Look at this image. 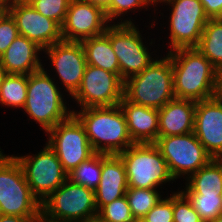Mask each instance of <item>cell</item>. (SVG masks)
I'll use <instances>...</instances> for the list:
<instances>
[{"instance_id":"cell-1","label":"cell","mask_w":222,"mask_h":222,"mask_svg":"<svg viewBox=\"0 0 222 222\" xmlns=\"http://www.w3.org/2000/svg\"><path fill=\"white\" fill-rule=\"evenodd\" d=\"M173 68L174 96L202 101L221 92V73L197 48L169 51Z\"/></svg>"},{"instance_id":"cell-2","label":"cell","mask_w":222,"mask_h":222,"mask_svg":"<svg viewBox=\"0 0 222 222\" xmlns=\"http://www.w3.org/2000/svg\"><path fill=\"white\" fill-rule=\"evenodd\" d=\"M72 111L83 124L89 143L96 153L119 154L134 144L119 104Z\"/></svg>"},{"instance_id":"cell-3","label":"cell","mask_w":222,"mask_h":222,"mask_svg":"<svg viewBox=\"0 0 222 222\" xmlns=\"http://www.w3.org/2000/svg\"><path fill=\"white\" fill-rule=\"evenodd\" d=\"M124 97L132 103L159 110L174 99L171 57L154 60L142 72L124 81Z\"/></svg>"},{"instance_id":"cell-4","label":"cell","mask_w":222,"mask_h":222,"mask_svg":"<svg viewBox=\"0 0 222 222\" xmlns=\"http://www.w3.org/2000/svg\"><path fill=\"white\" fill-rule=\"evenodd\" d=\"M53 80L43 67L29 74L27 98L23 107L28 116L40 124L45 132L73 114L66 107V102Z\"/></svg>"},{"instance_id":"cell-5","label":"cell","mask_w":222,"mask_h":222,"mask_svg":"<svg viewBox=\"0 0 222 222\" xmlns=\"http://www.w3.org/2000/svg\"><path fill=\"white\" fill-rule=\"evenodd\" d=\"M40 201L32 194L20 163L0 151V214L35 218Z\"/></svg>"},{"instance_id":"cell-6","label":"cell","mask_w":222,"mask_h":222,"mask_svg":"<svg viewBox=\"0 0 222 222\" xmlns=\"http://www.w3.org/2000/svg\"><path fill=\"white\" fill-rule=\"evenodd\" d=\"M117 155L124 163L129 188L157 189L175 180L155 143H134Z\"/></svg>"},{"instance_id":"cell-7","label":"cell","mask_w":222,"mask_h":222,"mask_svg":"<svg viewBox=\"0 0 222 222\" xmlns=\"http://www.w3.org/2000/svg\"><path fill=\"white\" fill-rule=\"evenodd\" d=\"M41 212L62 222H85L97 218L95 191L67 179L42 203Z\"/></svg>"},{"instance_id":"cell-8","label":"cell","mask_w":222,"mask_h":222,"mask_svg":"<svg viewBox=\"0 0 222 222\" xmlns=\"http://www.w3.org/2000/svg\"><path fill=\"white\" fill-rule=\"evenodd\" d=\"M47 135L48 145L55 151L67 174L96 153L89 143L83 124L74 114L57 123Z\"/></svg>"},{"instance_id":"cell-9","label":"cell","mask_w":222,"mask_h":222,"mask_svg":"<svg viewBox=\"0 0 222 222\" xmlns=\"http://www.w3.org/2000/svg\"><path fill=\"white\" fill-rule=\"evenodd\" d=\"M168 164L169 171L177 180L187 175V179L205 166L212 157L195 136L194 132L173 136H158L155 142Z\"/></svg>"},{"instance_id":"cell-10","label":"cell","mask_w":222,"mask_h":222,"mask_svg":"<svg viewBox=\"0 0 222 222\" xmlns=\"http://www.w3.org/2000/svg\"><path fill=\"white\" fill-rule=\"evenodd\" d=\"M14 157L22 167L32 194L40 203L68 179L55 151L47 142L36 155Z\"/></svg>"},{"instance_id":"cell-11","label":"cell","mask_w":222,"mask_h":222,"mask_svg":"<svg viewBox=\"0 0 222 222\" xmlns=\"http://www.w3.org/2000/svg\"><path fill=\"white\" fill-rule=\"evenodd\" d=\"M140 34L130 19L109 24V40L117 56L120 77L124 81L142 72L154 61Z\"/></svg>"},{"instance_id":"cell-12","label":"cell","mask_w":222,"mask_h":222,"mask_svg":"<svg viewBox=\"0 0 222 222\" xmlns=\"http://www.w3.org/2000/svg\"><path fill=\"white\" fill-rule=\"evenodd\" d=\"M172 6L170 21L171 50L196 48L209 18L199 0H155Z\"/></svg>"},{"instance_id":"cell-13","label":"cell","mask_w":222,"mask_h":222,"mask_svg":"<svg viewBox=\"0 0 222 222\" xmlns=\"http://www.w3.org/2000/svg\"><path fill=\"white\" fill-rule=\"evenodd\" d=\"M71 97L81 109L115 106L124 97V80L120 75L87 64L80 87Z\"/></svg>"},{"instance_id":"cell-14","label":"cell","mask_w":222,"mask_h":222,"mask_svg":"<svg viewBox=\"0 0 222 222\" xmlns=\"http://www.w3.org/2000/svg\"><path fill=\"white\" fill-rule=\"evenodd\" d=\"M105 12L83 0H71L61 26L63 41L82 42L105 33L109 26Z\"/></svg>"},{"instance_id":"cell-15","label":"cell","mask_w":222,"mask_h":222,"mask_svg":"<svg viewBox=\"0 0 222 222\" xmlns=\"http://www.w3.org/2000/svg\"><path fill=\"white\" fill-rule=\"evenodd\" d=\"M8 13L15 20L19 35L32 40L43 50L63 40L61 26L40 14L30 3L13 0Z\"/></svg>"},{"instance_id":"cell-16","label":"cell","mask_w":222,"mask_h":222,"mask_svg":"<svg viewBox=\"0 0 222 222\" xmlns=\"http://www.w3.org/2000/svg\"><path fill=\"white\" fill-rule=\"evenodd\" d=\"M51 59L65 91L71 96L80 87L87 65L81 42L60 41L43 50Z\"/></svg>"},{"instance_id":"cell-17","label":"cell","mask_w":222,"mask_h":222,"mask_svg":"<svg viewBox=\"0 0 222 222\" xmlns=\"http://www.w3.org/2000/svg\"><path fill=\"white\" fill-rule=\"evenodd\" d=\"M194 134L214 159H222V94L196 102Z\"/></svg>"},{"instance_id":"cell-18","label":"cell","mask_w":222,"mask_h":222,"mask_svg":"<svg viewBox=\"0 0 222 222\" xmlns=\"http://www.w3.org/2000/svg\"><path fill=\"white\" fill-rule=\"evenodd\" d=\"M127 175L122 159L117 154L102 153L101 180L95 190V203L99 211L104 205L126 195Z\"/></svg>"},{"instance_id":"cell-19","label":"cell","mask_w":222,"mask_h":222,"mask_svg":"<svg viewBox=\"0 0 222 222\" xmlns=\"http://www.w3.org/2000/svg\"><path fill=\"white\" fill-rule=\"evenodd\" d=\"M124 112L128 131L134 143H155L158 139L159 114L157 109L128 101L119 103Z\"/></svg>"},{"instance_id":"cell-20","label":"cell","mask_w":222,"mask_h":222,"mask_svg":"<svg viewBox=\"0 0 222 222\" xmlns=\"http://www.w3.org/2000/svg\"><path fill=\"white\" fill-rule=\"evenodd\" d=\"M196 101L174 98L158 110V136L188 134L194 131Z\"/></svg>"},{"instance_id":"cell-21","label":"cell","mask_w":222,"mask_h":222,"mask_svg":"<svg viewBox=\"0 0 222 222\" xmlns=\"http://www.w3.org/2000/svg\"><path fill=\"white\" fill-rule=\"evenodd\" d=\"M40 51L43 49L32 40L18 35L0 56V61L6 74L29 75L44 67L38 56Z\"/></svg>"},{"instance_id":"cell-22","label":"cell","mask_w":222,"mask_h":222,"mask_svg":"<svg viewBox=\"0 0 222 222\" xmlns=\"http://www.w3.org/2000/svg\"><path fill=\"white\" fill-rule=\"evenodd\" d=\"M82 47L88 65L120 75L119 63L109 40V26L105 33L83 40Z\"/></svg>"},{"instance_id":"cell-23","label":"cell","mask_w":222,"mask_h":222,"mask_svg":"<svg viewBox=\"0 0 222 222\" xmlns=\"http://www.w3.org/2000/svg\"><path fill=\"white\" fill-rule=\"evenodd\" d=\"M187 186L194 193L222 194V159L212 158L187 179Z\"/></svg>"},{"instance_id":"cell-24","label":"cell","mask_w":222,"mask_h":222,"mask_svg":"<svg viewBox=\"0 0 222 222\" xmlns=\"http://www.w3.org/2000/svg\"><path fill=\"white\" fill-rule=\"evenodd\" d=\"M196 48L222 74V18L208 20Z\"/></svg>"},{"instance_id":"cell-25","label":"cell","mask_w":222,"mask_h":222,"mask_svg":"<svg viewBox=\"0 0 222 222\" xmlns=\"http://www.w3.org/2000/svg\"><path fill=\"white\" fill-rule=\"evenodd\" d=\"M28 75L6 74L0 84V103L22 108L27 98Z\"/></svg>"},{"instance_id":"cell-26","label":"cell","mask_w":222,"mask_h":222,"mask_svg":"<svg viewBox=\"0 0 222 222\" xmlns=\"http://www.w3.org/2000/svg\"><path fill=\"white\" fill-rule=\"evenodd\" d=\"M181 192L188 198L203 222H212L222 214V194L194 193L187 185Z\"/></svg>"},{"instance_id":"cell-27","label":"cell","mask_w":222,"mask_h":222,"mask_svg":"<svg viewBox=\"0 0 222 222\" xmlns=\"http://www.w3.org/2000/svg\"><path fill=\"white\" fill-rule=\"evenodd\" d=\"M102 153H95L68 174L72 182L95 191L101 180Z\"/></svg>"},{"instance_id":"cell-28","label":"cell","mask_w":222,"mask_h":222,"mask_svg":"<svg viewBox=\"0 0 222 222\" xmlns=\"http://www.w3.org/2000/svg\"><path fill=\"white\" fill-rule=\"evenodd\" d=\"M125 196L133 217H144L162 199L156 189L128 188Z\"/></svg>"},{"instance_id":"cell-29","label":"cell","mask_w":222,"mask_h":222,"mask_svg":"<svg viewBox=\"0 0 222 222\" xmlns=\"http://www.w3.org/2000/svg\"><path fill=\"white\" fill-rule=\"evenodd\" d=\"M97 218L101 222H131L133 216L126 196L104 205Z\"/></svg>"},{"instance_id":"cell-30","label":"cell","mask_w":222,"mask_h":222,"mask_svg":"<svg viewBox=\"0 0 222 222\" xmlns=\"http://www.w3.org/2000/svg\"><path fill=\"white\" fill-rule=\"evenodd\" d=\"M71 0H33L32 7L62 26Z\"/></svg>"},{"instance_id":"cell-31","label":"cell","mask_w":222,"mask_h":222,"mask_svg":"<svg viewBox=\"0 0 222 222\" xmlns=\"http://www.w3.org/2000/svg\"><path fill=\"white\" fill-rule=\"evenodd\" d=\"M173 216L174 222H203L181 191L173 193Z\"/></svg>"},{"instance_id":"cell-32","label":"cell","mask_w":222,"mask_h":222,"mask_svg":"<svg viewBox=\"0 0 222 222\" xmlns=\"http://www.w3.org/2000/svg\"><path fill=\"white\" fill-rule=\"evenodd\" d=\"M155 4V0H111L109 8L105 11L108 22L117 17H121L124 12L127 14L128 10L145 8V6ZM136 7V8H135Z\"/></svg>"},{"instance_id":"cell-33","label":"cell","mask_w":222,"mask_h":222,"mask_svg":"<svg viewBox=\"0 0 222 222\" xmlns=\"http://www.w3.org/2000/svg\"><path fill=\"white\" fill-rule=\"evenodd\" d=\"M173 217V194L169 198H162L144 216L147 222H174Z\"/></svg>"},{"instance_id":"cell-34","label":"cell","mask_w":222,"mask_h":222,"mask_svg":"<svg viewBox=\"0 0 222 222\" xmlns=\"http://www.w3.org/2000/svg\"><path fill=\"white\" fill-rule=\"evenodd\" d=\"M19 35L15 20L9 13L0 19V56Z\"/></svg>"},{"instance_id":"cell-35","label":"cell","mask_w":222,"mask_h":222,"mask_svg":"<svg viewBox=\"0 0 222 222\" xmlns=\"http://www.w3.org/2000/svg\"><path fill=\"white\" fill-rule=\"evenodd\" d=\"M209 19L222 18V0H199Z\"/></svg>"},{"instance_id":"cell-36","label":"cell","mask_w":222,"mask_h":222,"mask_svg":"<svg viewBox=\"0 0 222 222\" xmlns=\"http://www.w3.org/2000/svg\"><path fill=\"white\" fill-rule=\"evenodd\" d=\"M34 218L0 214V222H33Z\"/></svg>"},{"instance_id":"cell-37","label":"cell","mask_w":222,"mask_h":222,"mask_svg":"<svg viewBox=\"0 0 222 222\" xmlns=\"http://www.w3.org/2000/svg\"><path fill=\"white\" fill-rule=\"evenodd\" d=\"M94 6L101 8L104 12L109 8L111 0H83Z\"/></svg>"},{"instance_id":"cell-38","label":"cell","mask_w":222,"mask_h":222,"mask_svg":"<svg viewBox=\"0 0 222 222\" xmlns=\"http://www.w3.org/2000/svg\"><path fill=\"white\" fill-rule=\"evenodd\" d=\"M33 222H62L48 218L42 212H40L33 220Z\"/></svg>"},{"instance_id":"cell-39","label":"cell","mask_w":222,"mask_h":222,"mask_svg":"<svg viewBox=\"0 0 222 222\" xmlns=\"http://www.w3.org/2000/svg\"><path fill=\"white\" fill-rule=\"evenodd\" d=\"M13 0H0V9H10Z\"/></svg>"},{"instance_id":"cell-40","label":"cell","mask_w":222,"mask_h":222,"mask_svg":"<svg viewBox=\"0 0 222 222\" xmlns=\"http://www.w3.org/2000/svg\"><path fill=\"white\" fill-rule=\"evenodd\" d=\"M5 75H6L5 69L2 66L1 61H0V84L2 83L3 78L5 77Z\"/></svg>"},{"instance_id":"cell-41","label":"cell","mask_w":222,"mask_h":222,"mask_svg":"<svg viewBox=\"0 0 222 222\" xmlns=\"http://www.w3.org/2000/svg\"><path fill=\"white\" fill-rule=\"evenodd\" d=\"M131 222H147L144 217H133Z\"/></svg>"},{"instance_id":"cell-42","label":"cell","mask_w":222,"mask_h":222,"mask_svg":"<svg viewBox=\"0 0 222 222\" xmlns=\"http://www.w3.org/2000/svg\"><path fill=\"white\" fill-rule=\"evenodd\" d=\"M9 9H0V19L2 18V16L6 13H8Z\"/></svg>"},{"instance_id":"cell-43","label":"cell","mask_w":222,"mask_h":222,"mask_svg":"<svg viewBox=\"0 0 222 222\" xmlns=\"http://www.w3.org/2000/svg\"><path fill=\"white\" fill-rule=\"evenodd\" d=\"M212 222H222V214L218 216L214 221Z\"/></svg>"},{"instance_id":"cell-44","label":"cell","mask_w":222,"mask_h":222,"mask_svg":"<svg viewBox=\"0 0 222 222\" xmlns=\"http://www.w3.org/2000/svg\"><path fill=\"white\" fill-rule=\"evenodd\" d=\"M15 1H18V2H21V3H30L33 0H15Z\"/></svg>"},{"instance_id":"cell-45","label":"cell","mask_w":222,"mask_h":222,"mask_svg":"<svg viewBox=\"0 0 222 222\" xmlns=\"http://www.w3.org/2000/svg\"><path fill=\"white\" fill-rule=\"evenodd\" d=\"M85 222H101L98 218L92 219V220H87Z\"/></svg>"},{"instance_id":"cell-46","label":"cell","mask_w":222,"mask_h":222,"mask_svg":"<svg viewBox=\"0 0 222 222\" xmlns=\"http://www.w3.org/2000/svg\"><path fill=\"white\" fill-rule=\"evenodd\" d=\"M221 92H222V74H221Z\"/></svg>"}]
</instances>
